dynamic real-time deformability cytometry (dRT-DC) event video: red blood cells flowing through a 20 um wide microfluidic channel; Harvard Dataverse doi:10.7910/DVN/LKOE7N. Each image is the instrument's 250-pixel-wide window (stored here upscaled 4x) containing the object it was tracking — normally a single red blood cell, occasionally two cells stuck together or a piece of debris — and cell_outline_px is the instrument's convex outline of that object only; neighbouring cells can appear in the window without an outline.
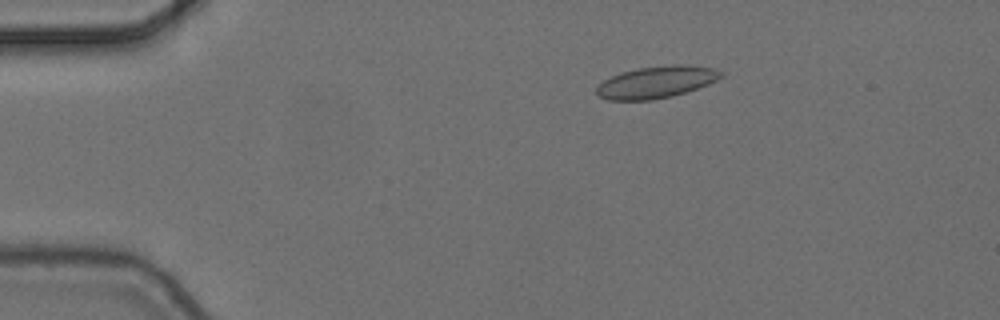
{"species": "common noctule bat (a hibernating species)", "species_latin": "Nyctalus noctula", "temperature_condition": "cold", "stored_images_in_passage": 4, "segment_of_instrument_passage": [1, 2], "camera_frame_rate_fps": 3000, "um_per_image_px": 0.085, "animal": {"sex": "female", "body_mass_g": 24.6, "forearm_length_mm": 56.2}, "frame": {"image": 1, "passage_image": 1, "time_ms": 0.0, "image_size_px": [1000, 320], "cell_outline_px": [[724, 76], [708, 84], [672, 96], [652, 100], [608, 100], [600, 96], [596, 92], [596, 88], [604, 80], [620, 72], [636, 68], [676, 64], [680, 64], [712, 68], [724, 72]], "centroid_in_image_um": [55.78, 6.97], "position_along_channel_um": 29.2, "area_um2": 23.0}}